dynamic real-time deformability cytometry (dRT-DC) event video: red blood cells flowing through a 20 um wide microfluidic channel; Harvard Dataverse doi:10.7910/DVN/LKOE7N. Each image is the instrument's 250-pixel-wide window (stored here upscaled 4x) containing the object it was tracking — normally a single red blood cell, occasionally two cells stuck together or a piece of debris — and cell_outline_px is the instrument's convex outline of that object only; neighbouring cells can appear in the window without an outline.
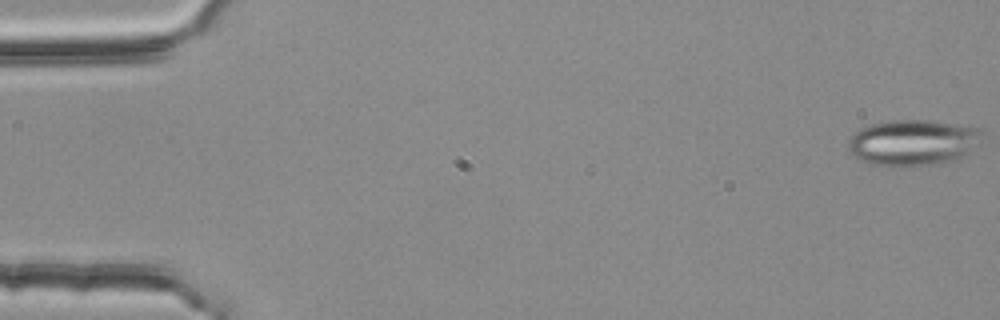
{"species": "common noctule bat (a hibernating species)", "species_latin": "Nyctalus noctula", "temperature_condition": "room temperature", "stored_images_in_passage": 49, "segment_of_instrument_passage": [1, 2], "camera_frame_rate_fps": 3000, "um_per_image_px": 0.085, "animal": {"sex": "female", "body_mass_g": 25.1}, "frame": {"image": 1, "passage_image": 1, "time_ms": 0.0, "image_size_px": [1000, 320], "cell_outline_px": [[984, 144], [960, 160], [936, 164], [872, 164], [848, 152], [848, 140], [860, 128], [868, 124], [888, 120], [928, 120], [984, 128]], "centroid_in_image_um": [77.75, 12.08], "position_along_channel_um": 7.2, "area_um2": 36.3}}